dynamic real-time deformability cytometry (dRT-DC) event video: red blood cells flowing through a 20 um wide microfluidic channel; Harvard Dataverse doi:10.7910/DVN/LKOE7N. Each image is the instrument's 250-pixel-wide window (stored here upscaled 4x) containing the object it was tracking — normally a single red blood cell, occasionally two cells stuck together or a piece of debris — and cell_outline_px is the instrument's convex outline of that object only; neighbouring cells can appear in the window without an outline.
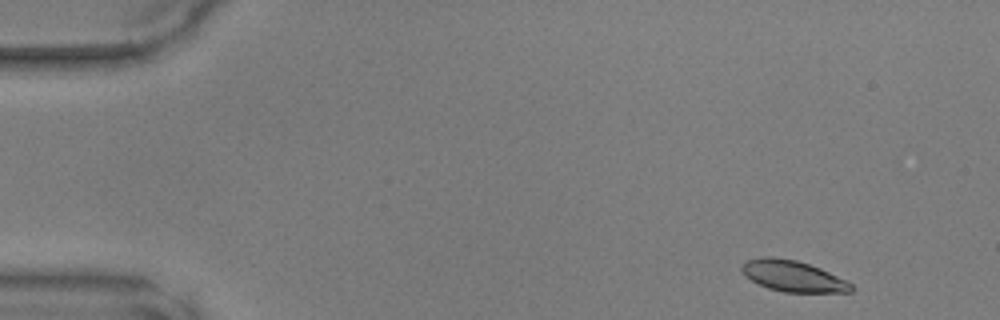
{"species": "common noctule bat (a hibernating species)", "species_latin": "Nyctalus noctula", "temperature_condition": "warm", "stored_images_in_passage": 46, "camera_frame_rate_fps": 3000, "um_per_image_px": 0.085, "animal": {"sex": "male", "body_mass_g": 17.9, "forearm_length_mm": 54.2}, "frame": {"image": 1, "passage_image": 2, "time_ms": 0.333, "image_size_px": [1000, 320], "cell_outline_px": [[856, 288], [852, 292], [784, 292], [768, 288], [744, 276], [740, 268], [748, 260], [764, 256], [768, 256], [796, 260], [820, 268], [852, 284]], "centroid_in_image_um": [67.4, 23.47], "position_along_channel_um": 17.6, "area_um2": 19.59}}
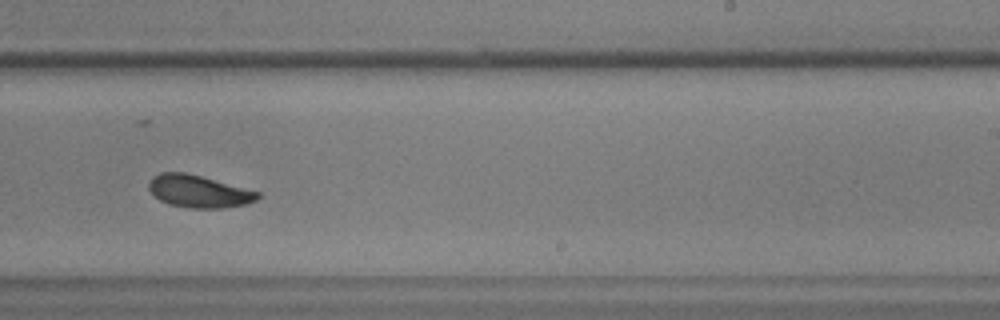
{"frame": {"image": 2, "passage_image": 28, "time_ms": 9.0, "image_size_px": [1000, 320], "cell_outline_px": [[260, 196], [256, 200], [248, 204], [224, 208], [188, 208], [168, 204], [160, 200], [148, 188], [148, 184], [152, 176], [160, 172], [184, 172], [200, 176], [260, 192]], "centroid_in_image_um": [16.88, 16.27], "position_along_channel_um": 272.1, "area_um2": 20.52}}
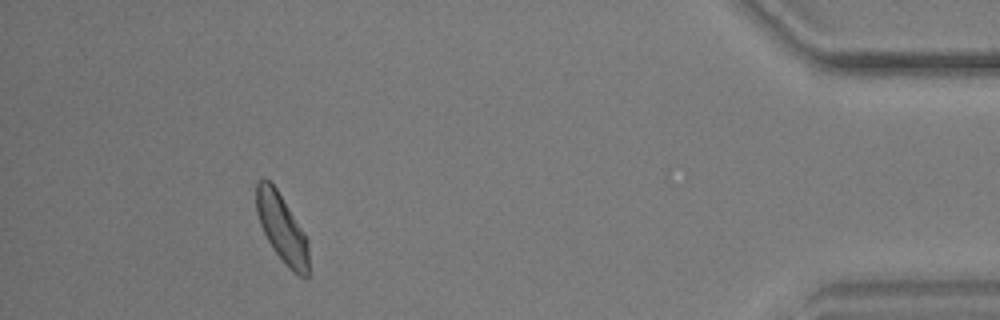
{"frame": {"image": 3, "passage_image": 42, "time_ms": 13.667, "image_size_px": [1000, 320], "cell_outline_px": [[308, 276], [300, 276], [292, 272], [288, 268], [272, 248], [260, 224], [256, 212], [256, 184], [260, 180], [268, 180], [276, 188], [304, 232], [308, 240]], "centroid_in_image_um": [23.96, 19.42], "position_along_channel_um": 411.2, "area_um2": 20.58}}